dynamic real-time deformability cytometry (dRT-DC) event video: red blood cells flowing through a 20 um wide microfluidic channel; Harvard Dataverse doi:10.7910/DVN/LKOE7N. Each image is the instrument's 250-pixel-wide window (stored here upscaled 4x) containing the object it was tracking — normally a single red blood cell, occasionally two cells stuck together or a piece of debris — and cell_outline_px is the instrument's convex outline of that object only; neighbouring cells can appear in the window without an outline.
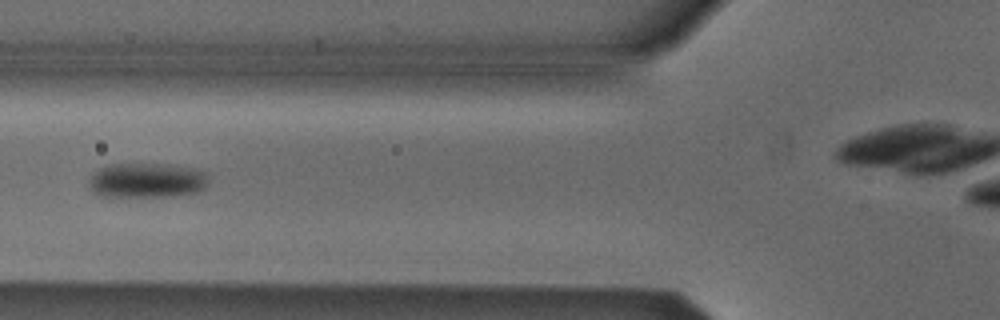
{"species": "Egyptian fruit bat (a non-hibernating species)", "species_latin": "Rousettus aegyptiacus", "temperature_condition": "cold", "stored_images_in_passage": 7, "camera_frame_rate_fps": 3000, "um_per_image_px": 0.085, "animal": {"sex": "male"}, "frame": {"image": 1, "passage_image": 6, "time_ms": 6.0, "image_size_px": [1000, 320], "cell_outline_px": [[204, 188], [196, 192], [172, 196], [100, 196], [92, 192], [88, 188], [88, 184], [92, 176], [100, 168], [108, 164], [176, 164], [192, 168], [204, 172]], "centroid_in_image_um": [12.41, 15.33], "position_along_channel_um": 113.4, "area_um2": 24.04}}